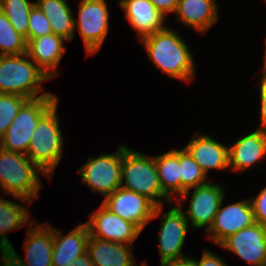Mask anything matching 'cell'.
<instances>
[{
	"instance_id": "1",
	"label": "cell",
	"mask_w": 266,
	"mask_h": 266,
	"mask_svg": "<svg viewBox=\"0 0 266 266\" xmlns=\"http://www.w3.org/2000/svg\"><path fill=\"white\" fill-rule=\"evenodd\" d=\"M154 66L172 79L188 81L195 78V63L185 40L171 27L141 40Z\"/></svg>"
},
{
	"instance_id": "2",
	"label": "cell",
	"mask_w": 266,
	"mask_h": 266,
	"mask_svg": "<svg viewBox=\"0 0 266 266\" xmlns=\"http://www.w3.org/2000/svg\"><path fill=\"white\" fill-rule=\"evenodd\" d=\"M50 79L31 61L27 53L0 55V93L15 94L27 99L56 96L48 91L39 94L43 88L42 82Z\"/></svg>"
},
{
	"instance_id": "3",
	"label": "cell",
	"mask_w": 266,
	"mask_h": 266,
	"mask_svg": "<svg viewBox=\"0 0 266 266\" xmlns=\"http://www.w3.org/2000/svg\"><path fill=\"white\" fill-rule=\"evenodd\" d=\"M38 172L45 176L26 154L0 148V187L8 196L31 204L41 189Z\"/></svg>"
},
{
	"instance_id": "4",
	"label": "cell",
	"mask_w": 266,
	"mask_h": 266,
	"mask_svg": "<svg viewBox=\"0 0 266 266\" xmlns=\"http://www.w3.org/2000/svg\"><path fill=\"white\" fill-rule=\"evenodd\" d=\"M120 187L147 197L156 206H163L164 200L174 203L162 192L154 157L143 155L125 145H122Z\"/></svg>"
},
{
	"instance_id": "5",
	"label": "cell",
	"mask_w": 266,
	"mask_h": 266,
	"mask_svg": "<svg viewBox=\"0 0 266 266\" xmlns=\"http://www.w3.org/2000/svg\"><path fill=\"white\" fill-rule=\"evenodd\" d=\"M56 103L35 127L26 156L51 178L63 152V136L59 127Z\"/></svg>"
},
{
	"instance_id": "6",
	"label": "cell",
	"mask_w": 266,
	"mask_h": 266,
	"mask_svg": "<svg viewBox=\"0 0 266 266\" xmlns=\"http://www.w3.org/2000/svg\"><path fill=\"white\" fill-rule=\"evenodd\" d=\"M57 96H43L28 99L18 111L3 138L0 148L6 151L26 154L30 145L31 135L39 120L56 104Z\"/></svg>"
},
{
	"instance_id": "7",
	"label": "cell",
	"mask_w": 266,
	"mask_h": 266,
	"mask_svg": "<svg viewBox=\"0 0 266 266\" xmlns=\"http://www.w3.org/2000/svg\"><path fill=\"white\" fill-rule=\"evenodd\" d=\"M119 145L117 152L88 157V161L78 170L82 183L105 198L121 186L122 145Z\"/></svg>"
},
{
	"instance_id": "8",
	"label": "cell",
	"mask_w": 266,
	"mask_h": 266,
	"mask_svg": "<svg viewBox=\"0 0 266 266\" xmlns=\"http://www.w3.org/2000/svg\"><path fill=\"white\" fill-rule=\"evenodd\" d=\"M78 7L79 16L78 20L74 19V28L77 27L84 41L87 56L96 54L109 30L107 3L105 0H81Z\"/></svg>"
},
{
	"instance_id": "9",
	"label": "cell",
	"mask_w": 266,
	"mask_h": 266,
	"mask_svg": "<svg viewBox=\"0 0 266 266\" xmlns=\"http://www.w3.org/2000/svg\"><path fill=\"white\" fill-rule=\"evenodd\" d=\"M179 205L170 208L165 213H162L163 206H156L153 218L162 216L161 228L158 235L159 239V253H160V263L169 260H179L186 258L181 252L184 245L186 233L189 230V222L185 217L182 210L184 203L178 200Z\"/></svg>"
},
{
	"instance_id": "10",
	"label": "cell",
	"mask_w": 266,
	"mask_h": 266,
	"mask_svg": "<svg viewBox=\"0 0 266 266\" xmlns=\"http://www.w3.org/2000/svg\"><path fill=\"white\" fill-rule=\"evenodd\" d=\"M102 204L112 213L135 224L141 231L153 220L156 208L147 197L123 187L104 198Z\"/></svg>"
},
{
	"instance_id": "11",
	"label": "cell",
	"mask_w": 266,
	"mask_h": 266,
	"mask_svg": "<svg viewBox=\"0 0 266 266\" xmlns=\"http://www.w3.org/2000/svg\"><path fill=\"white\" fill-rule=\"evenodd\" d=\"M89 236L131 245L142 232L135 224L112 213L103 204L85 222Z\"/></svg>"
},
{
	"instance_id": "12",
	"label": "cell",
	"mask_w": 266,
	"mask_h": 266,
	"mask_svg": "<svg viewBox=\"0 0 266 266\" xmlns=\"http://www.w3.org/2000/svg\"><path fill=\"white\" fill-rule=\"evenodd\" d=\"M225 191L222 185L206 183L194 188L188 210L183 211L192 228L206 227V231L213 225L215 215L224 200Z\"/></svg>"
},
{
	"instance_id": "13",
	"label": "cell",
	"mask_w": 266,
	"mask_h": 266,
	"mask_svg": "<svg viewBox=\"0 0 266 266\" xmlns=\"http://www.w3.org/2000/svg\"><path fill=\"white\" fill-rule=\"evenodd\" d=\"M223 202L215 215L213 225L208 231L210 241L220 244L228 236L233 235L243 228L252 226L255 222L250 199L242 200L225 207Z\"/></svg>"
},
{
	"instance_id": "14",
	"label": "cell",
	"mask_w": 266,
	"mask_h": 266,
	"mask_svg": "<svg viewBox=\"0 0 266 266\" xmlns=\"http://www.w3.org/2000/svg\"><path fill=\"white\" fill-rule=\"evenodd\" d=\"M219 246L235 253L252 266L266 263V226L254 223L228 236Z\"/></svg>"
},
{
	"instance_id": "15",
	"label": "cell",
	"mask_w": 266,
	"mask_h": 266,
	"mask_svg": "<svg viewBox=\"0 0 266 266\" xmlns=\"http://www.w3.org/2000/svg\"><path fill=\"white\" fill-rule=\"evenodd\" d=\"M28 227L23 244L26 257L20 260L25 266H53L54 227L38 223L37 220H33Z\"/></svg>"
},
{
	"instance_id": "16",
	"label": "cell",
	"mask_w": 266,
	"mask_h": 266,
	"mask_svg": "<svg viewBox=\"0 0 266 266\" xmlns=\"http://www.w3.org/2000/svg\"><path fill=\"white\" fill-rule=\"evenodd\" d=\"M119 5L132 28L137 31L139 40L166 27V17L150 0H120Z\"/></svg>"
},
{
	"instance_id": "17",
	"label": "cell",
	"mask_w": 266,
	"mask_h": 266,
	"mask_svg": "<svg viewBox=\"0 0 266 266\" xmlns=\"http://www.w3.org/2000/svg\"><path fill=\"white\" fill-rule=\"evenodd\" d=\"M64 41L67 40L54 33L27 41V55L51 79L59 75L55 69L66 52Z\"/></svg>"
},
{
	"instance_id": "18",
	"label": "cell",
	"mask_w": 266,
	"mask_h": 266,
	"mask_svg": "<svg viewBox=\"0 0 266 266\" xmlns=\"http://www.w3.org/2000/svg\"><path fill=\"white\" fill-rule=\"evenodd\" d=\"M203 172L208 176L211 169H228L229 147L205 134L193 137L184 147Z\"/></svg>"
},
{
	"instance_id": "19",
	"label": "cell",
	"mask_w": 266,
	"mask_h": 266,
	"mask_svg": "<svg viewBox=\"0 0 266 266\" xmlns=\"http://www.w3.org/2000/svg\"><path fill=\"white\" fill-rule=\"evenodd\" d=\"M229 147L230 169L242 172L266 158V133L255 130Z\"/></svg>"
},
{
	"instance_id": "20",
	"label": "cell",
	"mask_w": 266,
	"mask_h": 266,
	"mask_svg": "<svg viewBox=\"0 0 266 266\" xmlns=\"http://www.w3.org/2000/svg\"><path fill=\"white\" fill-rule=\"evenodd\" d=\"M89 231L85 223L77 226L65 236L54 228L52 264L67 266L75 258L87 252Z\"/></svg>"
},
{
	"instance_id": "21",
	"label": "cell",
	"mask_w": 266,
	"mask_h": 266,
	"mask_svg": "<svg viewBox=\"0 0 266 266\" xmlns=\"http://www.w3.org/2000/svg\"><path fill=\"white\" fill-rule=\"evenodd\" d=\"M132 245L89 237L87 252L94 266H136ZM141 266H146L145 262Z\"/></svg>"
},
{
	"instance_id": "22",
	"label": "cell",
	"mask_w": 266,
	"mask_h": 266,
	"mask_svg": "<svg viewBox=\"0 0 266 266\" xmlns=\"http://www.w3.org/2000/svg\"><path fill=\"white\" fill-rule=\"evenodd\" d=\"M175 13L178 21L204 34L218 20V5L216 0H178Z\"/></svg>"
},
{
	"instance_id": "23",
	"label": "cell",
	"mask_w": 266,
	"mask_h": 266,
	"mask_svg": "<svg viewBox=\"0 0 266 266\" xmlns=\"http://www.w3.org/2000/svg\"><path fill=\"white\" fill-rule=\"evenodd\" d=\"M36 5L49 20L52 32L67 41L74 39L73 11L65 0H38Z\"/></svg>"
},
{
	"instance_id": "24",
	"label": "cell",
	"mask_w": 266,
	"mask_h": 266,
	"mask_svg": "<svg viewBox=\"0 0 266 266\" xmlns=\"http://www.w3.org/2000/svg\"><path fill=\"white\" fill-rule=\"evenodd\" d=\"M154 159L162 192L173 202L175 193L181 196L179 150L174 148Z\"/></svg>"
},
{
	"instance_id": "25",
	"label": "cell",
	"mask_w": 266,
	"mask_h": 266,
	"mask_svg": "<svg viewBox=\"0 0 266 266\" xmlns=\"http://www.w3.org/2000/svg\"><path fill=\"white\" fill-rule=\"evenodd\" d=\"M27 210L24 205L0 197V249L12 247L6 233L28 223L30 213Z\"/></svg>"
},
{
	"instance_id": "26",
	"label": "cell",
	"mask_w": 266,
	"mask_h": 266,
	"mask_svg": "<svg viewBox=\"0 0 266 266\" xmlns=\"http://www.w3.org/2000/svg\"><path fill=\"white\" fill-rule=\"evenodd\" d=\"M179 165L181 179L180 198L185 201L192 188L204 185L208 183V180H206L207 176L201 167L185 148L179 149Z\"/></svg>"
},
{
	"instance_id": "27",
	"label": "cell",
	"mask_w": 266,
	"mask_h": 266,
	"mask_svg": "<svg viewBox=\"0 0 266 266\" xmlns=\"http://www.w3.org/2000/svg\"><path fill=\"white\" fill-rule=\"evenodd\" d=\"M35 2L30 0H0V10L5 14L17 33L26 38L28 19Z\"/></svg>"
},
{
	"instance_id": "28",
	"label": "cell",
	"mask_w": 266,
	"mask_h": 266,
	"mask_svg": "<svg viewBox=\"0 0 266 266\" xmlns=\"http://www.w3.org/2000/svg\"><path fill=\"white\" fill-rule=\"evenodd\" d=\"M26 50V38L16 32L0 10V55H19L26 53Z\"/></svg>"
},
{
	"instance_id": "29",
	"label": "cell",
	"mask_w": 266,
	"mask_h": 266,
	"mask_svg": "<svg viewBox=\"0 0 266 266\" xmlns=\"http://www.w3.org/2000/svg\"><path fill=\"white\" fill-rule=\"evenodd\" d=\"M27 100L19 95L0 93V140Z\"/></svg>"
},
{
	"instance_id": "30",
	"label": "cell",
	"mask_w": 266,
	"mask_h": 266,
	"mask_svg": "<svg viewBox=\"0 0 266 266\" xmlns=\"http://www.w3.org/2000/svg\"><path fill=\"white\" fill-rule=\"evenodd\" d=\"M51 33L49 20L39 6L34 4L28 19L27 41Z\"/></svg>"
},
{
	"instance_id": "31",
	"label": "cell",
	"mask_w": 266,
	"mask_h": 266,
	"mask_svg": "<svg viewBox=\"0 0 266 266\" xmlns=\"http://www.w3.org/2000/svg\"><path fill=\"white\" fill-rule=\"evenodd\" d=\"M256 223L266 226V187L250 199Z\"/></svg>"
},
{
	"instance_id": "32",
	"label": "cell",
	"mask_w": 266,
	"mask_h": 266,
	"mask_svg": "<svg viewBox=\"0 0 266 266\" xmlns=\"http://www.w3.org/2000/svg\"><path fill=\"white\" fill-rule=\"evenodd\" d=\"M260 126L257 130L266 133V75L260 79Z\"/></svg>"
},
{
	"instance_id": "33",
	"label": "cell",
	"mask_w": 266,
	"mask_h": 266,
	"mask_svg": "<svg viewBox=\"0 0 266 266\" xmlns=\"http://www.w3.org/2000/svg\"><path fill=\"white\" fill-rule=\"evenodd\" d=\"M194 266H228L219 255L208 250H203L202 257L199 261L193 259Z\"/></svg>"
},
{
	"instance_id": "34",
	"label": "cell",
	"mask_w": 266,
	"mask_h": 266,
	"mask_svg": "<svg viewBox=\"0 0 266 266\" xmlns=\"http://www.w3.org/2000/svg\"><path fill=\"white\" fill-rule=\"evenodd\" d=\"M0 251L2 266H25L13 246L7 249H0Z\"/></svg>"
},
{
	"instance_id": "35",
	"label": "cell",
	"mask_w": 266,
	"mask_h": 266,
	"mask_svg": "<svg viewBox=\"0 0 266 266\" xmlns=\"http://www.w3.org/2000/svg\"><path fill=\"white\" fill-rule=\"evenodd\" d=\"M156 9L165 17L168 13L175 12L178 5V0H150Z\"/></svg>"
},
{
	"instance_id": "36",
	"label": "cell",
	"mask_w": 266,
	"mask_h": 266,
	"mask_svg": "<svg viewBox=\"0 0 266 266\" xmlns=\"http://www.w3.org/2000/svg\"><path fill=\"white\" fill-rule=\"evenodd\" d=\"M67 266H94V264L91 261L90 255L86 252L85 254L75 258Z\"/></svg>"
},
{
	"instance_id": "37",
	"label": "cell",
	"mask_w": 266,
	"mask_h": 266,
	"mask_svg": "<svg viewBox=\"0 0 266 266\" xmlns=\"http://www.w3.org/2000/svg\"><path fill=\"white\" fill-rule=\"evenodd\" d=\"M160 266H194L193 259L190 257H186L179 260H169L160 263Z\"/></svg>"
},
{
	"instance_id": "38",
	"label": "cell",
	"mask_w": 266,
	"mask_h": 266,
	"mask_svg": "<svg viewBox=\"0 0 266 266\" xmlns=\"http://www.w3.org/2000/svg\"><path fill=\"white\" fill-rule=\"evenodd\" d=\"M266 43V40H265ZM264 75H266V49H265V55H264V69H263V73Z\"/></svg>"
}]
</instances>
